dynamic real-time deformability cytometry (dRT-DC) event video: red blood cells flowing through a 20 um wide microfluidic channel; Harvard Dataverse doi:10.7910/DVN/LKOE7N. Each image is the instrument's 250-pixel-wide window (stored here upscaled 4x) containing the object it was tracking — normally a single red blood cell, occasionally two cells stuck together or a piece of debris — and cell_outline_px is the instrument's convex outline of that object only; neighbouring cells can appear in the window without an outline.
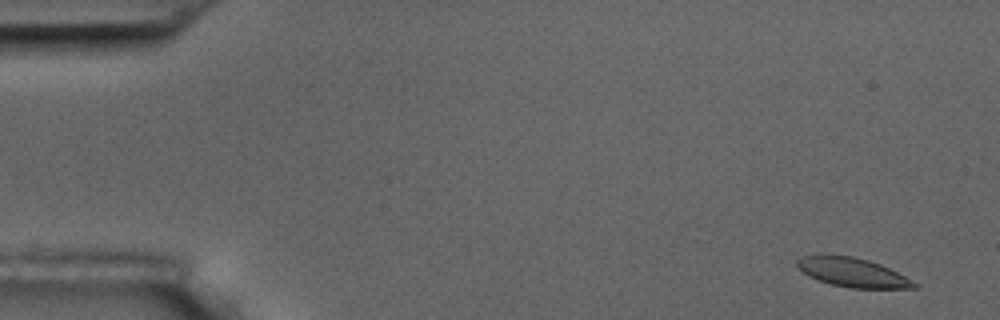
{"species": "common noctule bat (a hibernating species)", "species_latin": "Nyctalus noctula", "temperature_condition": "room temperature", "stored_images_in_passage": 4, "camera_frame_rate_fps": 3000, "um_per_image_px": 0.085, "animal": {"sex": "male", "body_mass_g": 17.5, "forearm_length_mm": 52.3}, "frame": {"image": 1, "passage_image": 1, "time_ms": 0.0, "image_size_px": [1000, 320], "cell_outline_px": [[920, 288], [848, 288], [816, 280], [808, 276], [796, 264], [796, 260], [804, 256], [824, 252], [852, 256], [868, 260], [880, 264], [920, 284]], "centroid_in_image_um": [72.43, 23.13], "position_along_channel_um": 12.6, "area_um2": 20.23}}